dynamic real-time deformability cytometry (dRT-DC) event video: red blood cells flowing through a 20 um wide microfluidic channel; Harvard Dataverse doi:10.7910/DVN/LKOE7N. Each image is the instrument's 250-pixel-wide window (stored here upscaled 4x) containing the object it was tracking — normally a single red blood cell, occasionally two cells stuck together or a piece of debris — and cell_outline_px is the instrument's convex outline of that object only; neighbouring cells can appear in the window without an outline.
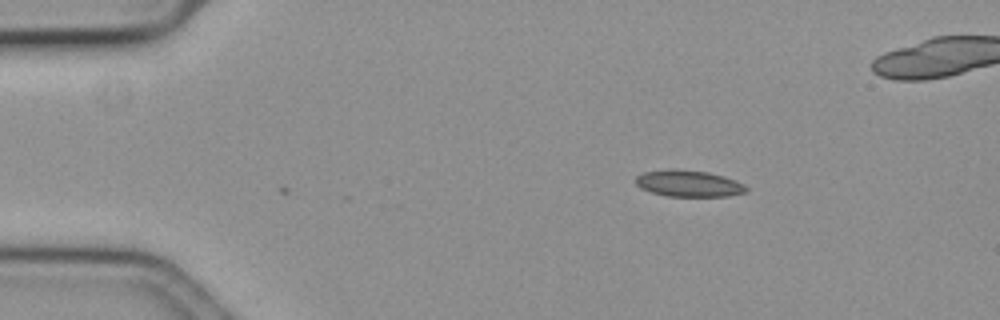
{"species": "common noctule bat (a hibernating species)", "species_latin": "Nyctalus noctula", "temperature_condition": "cold", "stored_images_in_passage": 2, "camera_frame_rate_fps": 3000, "um_per_image_px": 0.085, "animal": {"sex": "female", "body_mass_g": 19.3, "forearm_length_mm": 54.1}, "frame": {"image": 1, "passage_image": 2, "time_ms": 0.333, "image_size_px": [1000, 320], "cell_outline_px": [[748, 188], [744, 192], [728, 196], [668, 196], [652, 192], [640, 188], [636, 184], [636, 176], [644, 172], [708, 172], [724, 176], [736, 180], [744, 184]], "centroid_in_image_um": [58.6, 15.65], "position_along_channel_um": 26.4, "area_um2": 16.13}}